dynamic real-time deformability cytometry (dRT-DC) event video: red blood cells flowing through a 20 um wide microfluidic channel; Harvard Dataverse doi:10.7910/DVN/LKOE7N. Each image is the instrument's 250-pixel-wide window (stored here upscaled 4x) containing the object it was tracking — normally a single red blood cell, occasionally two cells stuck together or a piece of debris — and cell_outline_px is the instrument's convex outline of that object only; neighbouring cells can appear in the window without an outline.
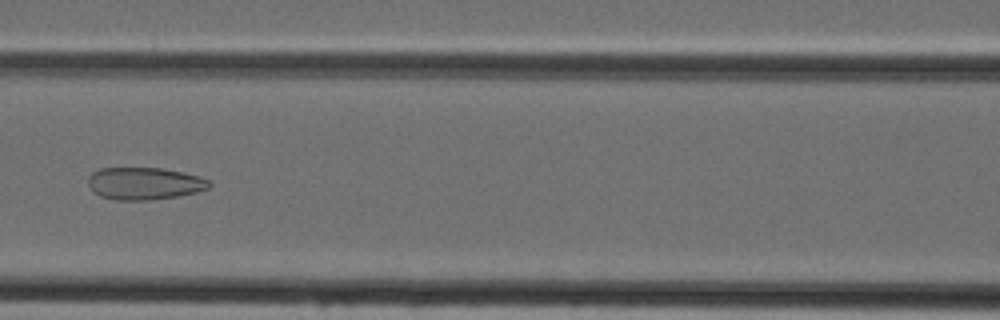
{"species": "Egyptian fruit bat (a non-hibernating species)", "species_latin": "Rousettus aegyptiacus", "temperature_condition": "cold", "stored_images_in_passage": 47, "camera_frame_rate_fps": 3000, "um_per_image_px": 0.085, "animal": {"sex": "female"}, "frame": {"image": 1, "passage_image": 21, "time_ms": 6.667, "image_size_px": [1000, 320], "cell_outline_px": [[212, 184], [208, 188], [196, 192], [176, 196], [148, 200], [116, 200], [100, 196], [92, 192], [88, 184], [88, 176], [92, 172], [100, 168], [160, 168], [200, 176], [212, 180]], "centroid_in_image_um": [12.26, 15.59], "position_along_channel_um": 154.3, "area_um2": 22.89}}
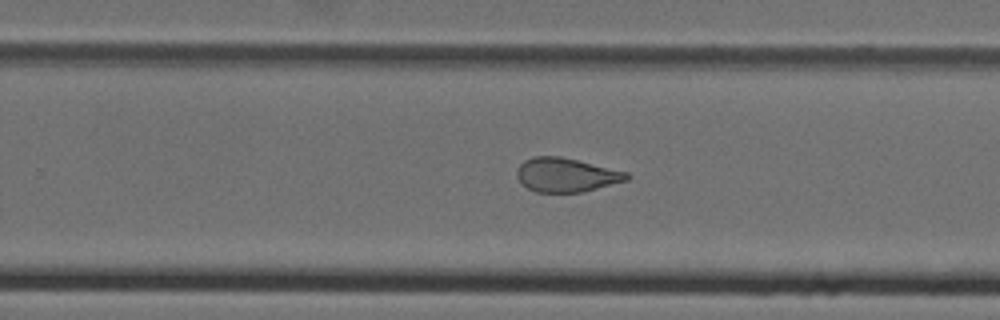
{"frame": {"image": 2, "passage_image": 30, "time_ms": 9.667, "image_size_px": [1000, 320], "cell_outline_px": [[632, 176], [628, 180], [584, 192], [536, 192], [520, 184], [516, 176], [516, 172], [520, 164], [524, 160], [532, 156], [560, 156], [628, 172]], "centroid_in_image_um": [48.12, 14.87], "position_along_channel_um": 281.7, "area_um2": 21.96}}
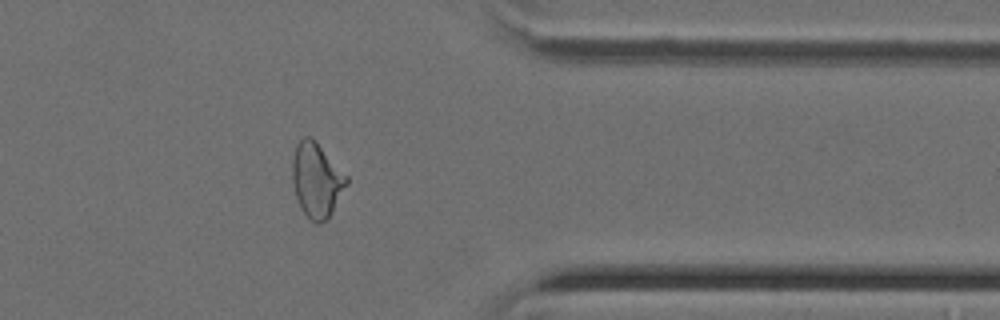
{"frame": {"image": 3, "passage_image": 38, "time_ms": 12.333, "image_size_px": [1000, 320], "cell_outline_px": [[348, 184], [332, 212], [320, 224], [316, 224], [300, 208], [296, 196], [292, 180], [292, 160], [296, 144], [304, 136], [312, 136], [316, 140], [348, 176]], "centroid_in_image_um": [26.91, 15.26], "position_along_channel_um": 384.5, "area_um2": 23.64}}